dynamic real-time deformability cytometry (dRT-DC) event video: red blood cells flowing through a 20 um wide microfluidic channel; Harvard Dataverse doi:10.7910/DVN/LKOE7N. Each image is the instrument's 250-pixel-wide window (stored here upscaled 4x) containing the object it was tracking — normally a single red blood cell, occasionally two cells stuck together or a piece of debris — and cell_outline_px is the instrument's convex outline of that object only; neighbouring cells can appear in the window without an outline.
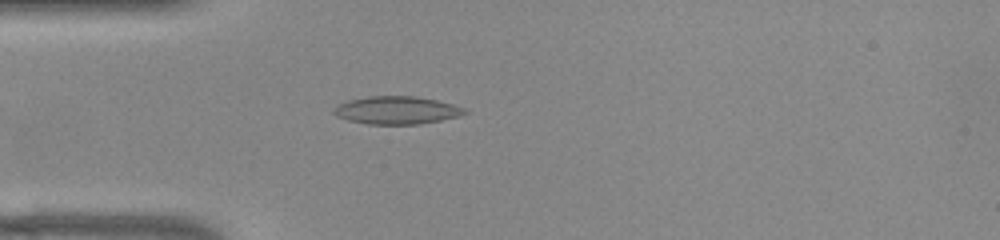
{"species": "common noctule bat (a hibernating species)", "species_latin": "Nyctalus noctula", "temperature_condition": "warm", "stored_images_in_passage": 44, "camera_frame_rate_fps": 3000, "um_per_image_px": 0.085, "animal": {"sex": "female", "body_mass_g": 22.0, "forearm_length_mm": 56.7}, "frame": {"image": 1, "passage_image": 6, "time_ms": 1.667, "image_size_px": [1000, 240], "cell_outline_px": [[468, 112], [460, 116], [420, 124], [368, 124], [348, 120], [336, 116], [332, 112], [332, 108], [336, 104], [348, 100], [368, 96], [416, 96], [436, 100], [452, 104], [464, 108]], "centroid_in_image_um": [33.67, 9.36], "position_along_channel_um": 51.3, "area_um2": 21.33}}
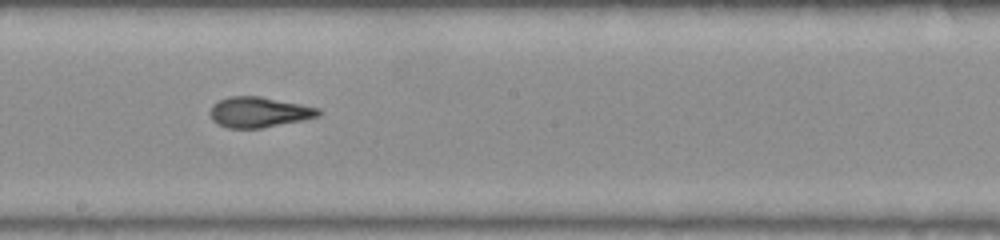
{"frame": {"image": 2, "passage_image": 20, "time_ms": 6.333, "image_size_px": [1000, 240], "cell_outline_px": [[324, 112], [320, 116], [260, 128], [228, 128], [216, 124], [212, 120], [208, 112], [212, 104], [220, 100], [232, 96], [260, 96], [320, 108]], "centroid_in_image_um": [21.99, 9.53], "position_along_channel_um": 226.2, "area_um2": 19.25}}
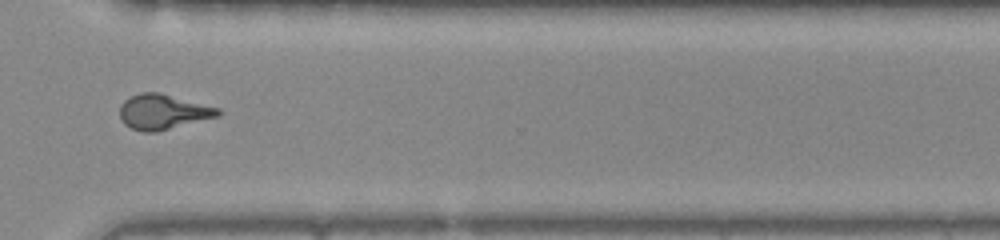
{"frame": {"image": 3, "passage_image": 30, "time_ms": 9.667, "image_size_px": [1000, 240], "cell_outline_px": [[224, 112], [220, 116], [156, 132], [144, 132], [132, 128], [124, 124], [120, 116], [120, 104], [124, 100], [140, 92], [160, 92], [220, 108]], "centroid_in_image_um": [13.89, 9.5], "position_along_channel_um": 356.7, "area_um2": 20.23}, "authors_computed_cell_mechanics": {"area_um2": 19.7676, "velocity_mm_per_s": 3.9152, "shape_relaxation_time_tau1_ms": 5.3806, "shape_relaxation_time_tau2_ms": 1.7442, "deformation_change_tau1": 0.1927, "deformation_change_tau2": 0.1002}}